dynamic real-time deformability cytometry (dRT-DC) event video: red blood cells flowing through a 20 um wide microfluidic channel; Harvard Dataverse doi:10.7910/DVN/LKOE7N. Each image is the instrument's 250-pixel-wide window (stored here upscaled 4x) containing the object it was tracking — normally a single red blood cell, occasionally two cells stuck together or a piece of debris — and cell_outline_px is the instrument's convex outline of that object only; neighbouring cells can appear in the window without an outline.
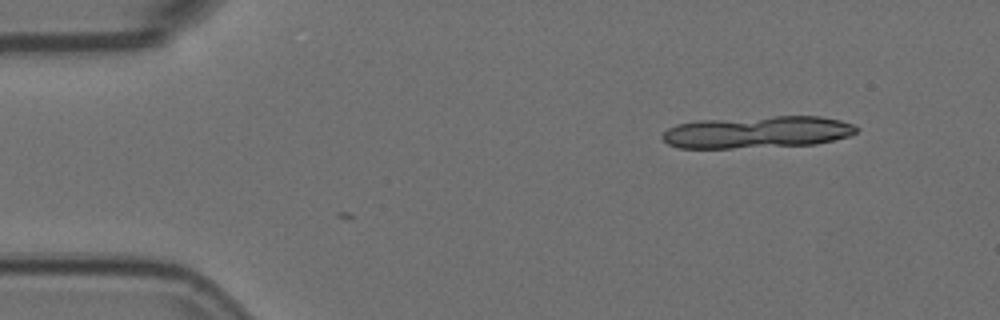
{"species": "Egyptian fruit bat (a non-hibernating species)", "species_latin": "Rousettus aegyptiacus", "temperature_condition": "room temperature", "stored_images_in_passage": 2, "camera_frame_rate_fps": 3000, "um_per_image_px": 0.085, "animal": {"sex": "female"}, "frame": {"image": 1, "passage_image": 1, "time_ms": 0.0, "image_size_px": [1000, 320], "cell_outline_px": [[860, 128], [856, 132], [848, 136], [816, 144], [732, 148], [676, 148], [668, 144], [660, 136], [668, 128], [676, 124], [696, 120], [776, 116], [820, 116], [840, 120], [852, 124]], "centroid_in_image_um": [64.33, 11.22], "position_along_channel_um": 20.7, "area_um2": 36.36}}